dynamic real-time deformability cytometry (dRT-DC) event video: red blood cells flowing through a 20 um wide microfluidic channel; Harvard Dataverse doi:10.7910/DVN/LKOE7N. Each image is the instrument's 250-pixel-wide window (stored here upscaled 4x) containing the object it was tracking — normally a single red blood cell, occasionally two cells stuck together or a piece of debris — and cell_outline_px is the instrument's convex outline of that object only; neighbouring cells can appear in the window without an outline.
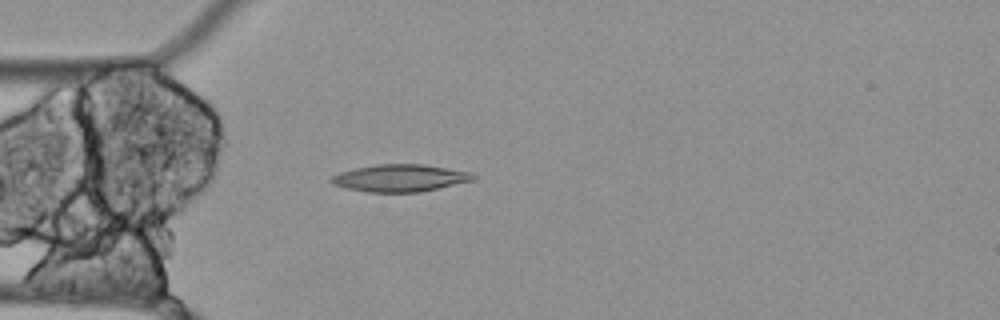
{"species": "Egyptian fruit bat (a non-hibernating species)", "species_latin": "Rousettus aegyptiacus", "temperature_condition": "cold", "stored_images_in_passage": 56, "camera_frame_rate_fps": 3000, "um_per_image_px": 0.085, "animal": {"sex": "female"}, "frame": {"image": 1, "passage_image": 15, "time_ms": 4.667, "image_size_px": [1000, 320], "cell_outline_px": [[476, 180], [420, 192], [368, 192], [348, 188], [332, 184], [328, 180], [332, 176], [340, 172], [356, 168], [376, 164], [424, 164], [472, 172], [476, 176]], "centroid_in_image_um": [34.04, 15.13], "position_along_channel_um": 51.0, "area_um2": 22.6}}
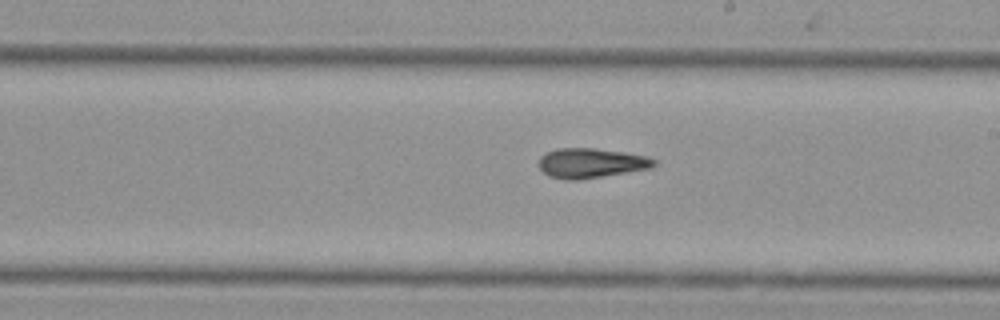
{"frame": {"image": 2, "passage_image": 31, "time_ms": 10.0, "image_size_px": [1000, 320], "cell_outline_px": [[656, 164], [652, 168], [576, 180], [568, 180], [548, 176], [540, 168], [540, 156], [544, 152], [556, 148], [592, 148], [624, 152], [648, 156], [656, 160]], "centroid_in_image_um": [50.23, 13.85], "position_along_channel_um": 238.8, "area_um2": 19.94}}
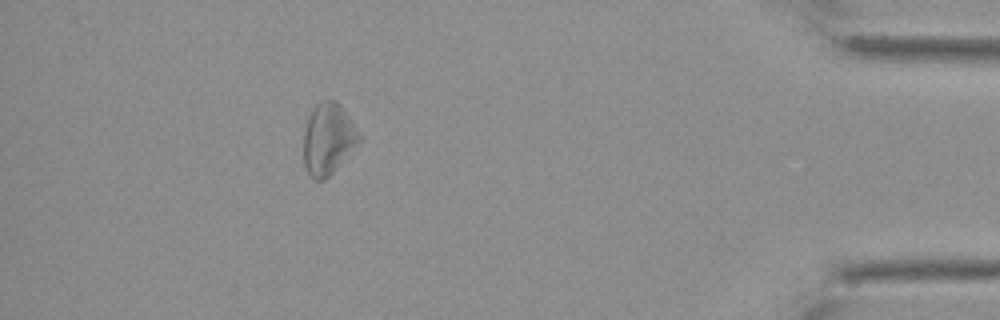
{"frame": {"image": 3, "passage_image": 50, "time_ms": 16.333, "image_size_px": [1000, 320], "cell_outline_px": [[364, 140], [324, 180], [312, 180], [308, 176], [304, 164], [304, 132], [308, 116], [312, 108], [320, 100], [336, 100], [340, 104], [364, 136]], "centroid_in_image_um": [27.93, 11.8], "position_along_channel_um": 407.3, "area_um2": 23.76}}